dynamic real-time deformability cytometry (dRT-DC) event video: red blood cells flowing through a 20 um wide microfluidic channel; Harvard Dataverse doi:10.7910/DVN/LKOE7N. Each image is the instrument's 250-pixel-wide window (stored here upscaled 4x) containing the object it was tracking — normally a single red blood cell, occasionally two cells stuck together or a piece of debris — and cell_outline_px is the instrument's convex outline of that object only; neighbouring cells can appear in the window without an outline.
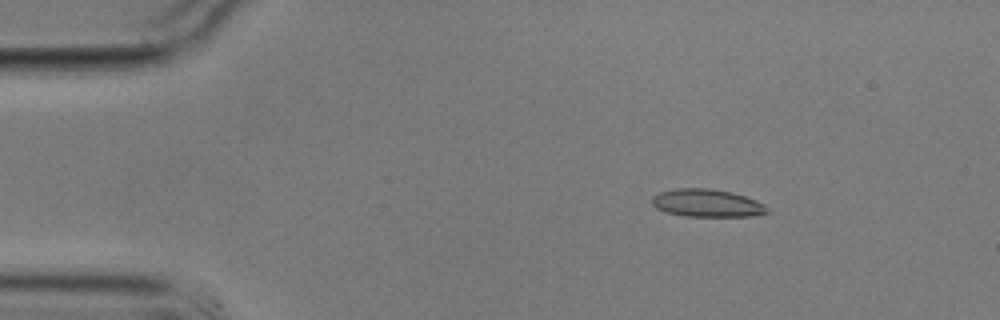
{"species": "common noctule bat (a hibernating species)", "species_latin": "Nyctalus noctula", "temperature_condition": "cold", "stored_images_in_passage": 4, "camera_frame_rate_fps": 3000, "um_per_image_px": 0.085, "animal": {"sex": "male", "body_mass_g": 17.9}, "frame": {"image": 1, "passage_image": 1, "time_ms": 0.0, "image_size_px": [1000, 320], "cell_outline_px": [[772, 212], [756, 216], [684, 216], [668, 212], [656, 208], [652, 204], [652, 196], [660, 192], [676, 188], [708, 188], [732, 192], [756, 200], [764, 204]], "centroid_in_image_um": [60.13, 17.26], "position_along_channel_um": 24.9, "area_um2": 18.73}}
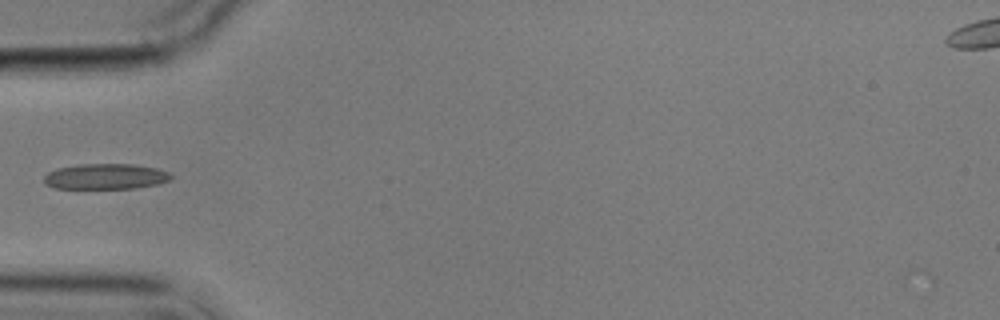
{"frame": {"image": 2, "passage_image": 4, "time_ms": 3.333, "image_size_px": [1000, 320], "cell_outline_px": [[172, 176], [168, 180], [156, 184], [136, 188], [56, 188], [44, 184], [44, 176], [48, 172], [56, 168], [76, 164], [132, 164], [156, 168], [168, 172]], "centroid_in_image_um": [8.92, 14.99], "position_along_channel_um": 76.1, "area_um2": 18.84}}